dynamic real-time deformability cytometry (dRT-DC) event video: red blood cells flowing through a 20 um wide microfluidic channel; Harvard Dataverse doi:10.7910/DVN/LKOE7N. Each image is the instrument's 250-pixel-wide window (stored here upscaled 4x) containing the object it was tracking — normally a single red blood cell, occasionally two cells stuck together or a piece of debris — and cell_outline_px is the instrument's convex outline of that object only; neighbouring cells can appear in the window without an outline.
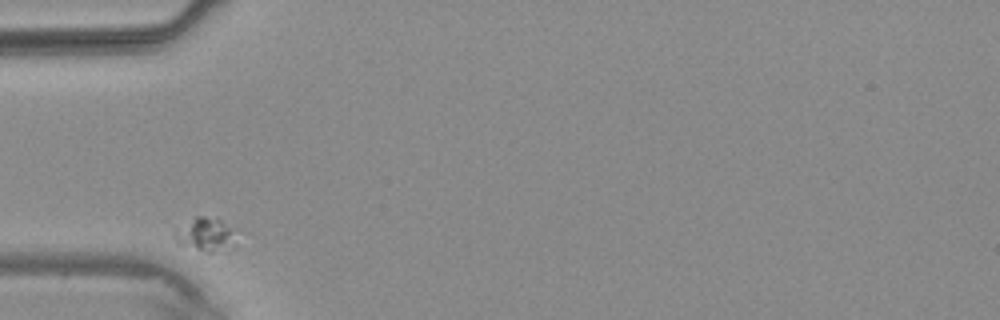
{"species": "common noctule bat (a hibernating species)", "species_latin": "Nyctalus noctula", "temperature_condition": "warm", "stored_images_in_passage": 1, "camera_frame_rate_fps": 3000, "um_per_image_px": 0.085, "animal": {"sex": "male", "body_mass_g": 20.4}, "frame": {"image": 1, "passage_image": 1, "time_ms": 0.0, "image_size_px": [1000, 320], "cell_outline_px": [[244, 232], [236, 244], [228, 252], [208, 252], [176, 244], [172, 236], [172, 232], [196, 216], [216, 216], [240, 228]], "centroid_in_image_um": [17.68, 19.93], "position_along_channel_um": 67.3, "area_um2": 13.58}}